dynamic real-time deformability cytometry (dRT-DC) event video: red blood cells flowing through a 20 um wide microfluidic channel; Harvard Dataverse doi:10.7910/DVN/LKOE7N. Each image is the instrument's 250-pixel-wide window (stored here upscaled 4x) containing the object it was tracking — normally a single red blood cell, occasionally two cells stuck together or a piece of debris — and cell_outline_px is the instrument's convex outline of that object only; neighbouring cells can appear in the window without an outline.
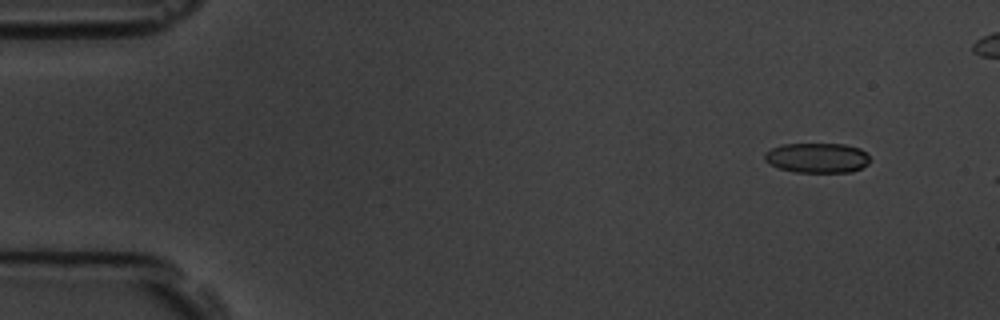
{"species": "common noctule bat (a hibernating species)", "species_latin": "Nyctalus noctula", "temperature_condition": "room temperature", "stored_images_in_passage": 3, "camera_frame_rate_fps": 3000, "um_per_image_px": 0.085, "animal": {"sex": "male", "body_mass_g": 19.5, "forearm_length_mm": 54.6}, "frame": {"image": 1, "passage_image": 2, "time_ms": 1.0, "image_size_px": [1000, 320], "cell_outline_px": [[868, 164], [852, 172], [796, 172], [780, 168], [768, 164], [764, 160], [764, 152], [772, 148], [784, 144], [844, 144], [860, 148], [868, 156]], "centroid_in_image_um": [69.43, 13.42], "position_along_channel_um": 15.6, "area_um2": 18.32}}